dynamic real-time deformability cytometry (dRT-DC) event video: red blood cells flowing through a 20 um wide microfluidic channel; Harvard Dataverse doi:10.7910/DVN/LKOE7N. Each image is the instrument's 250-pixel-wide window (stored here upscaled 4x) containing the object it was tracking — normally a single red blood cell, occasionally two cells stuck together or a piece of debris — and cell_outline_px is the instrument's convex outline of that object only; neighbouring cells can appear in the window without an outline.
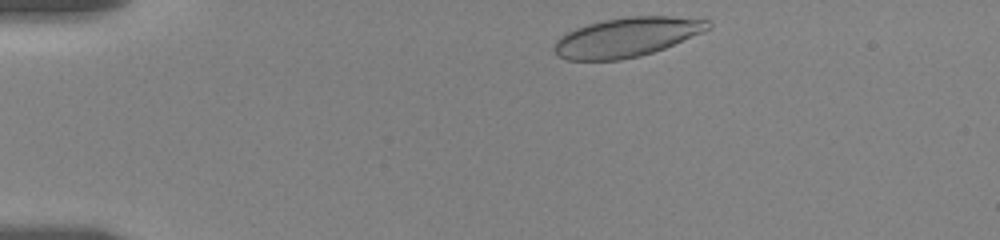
{"species": "human", "species_latin": "Homo sapiens", "temperature_condition": "room temperature", "stored_images_in_passage": 44, "camera_frame_rate_fps": 3000, "um_per_image_px": 0.085, "donor": {"sex": "female"}, "frame": {"image": 1, "passage_image": 2, "time_ms": 0.333, "image_size_px": [1000, 240], "cell_outline_px": [[712, 28], [704, 32], [664, 48], [640, 56], [620, 60], [564, 60], [556, 56], [552, 48], [556, 40], [560, 36], [576, 28], [588, 24], [604, 20], [628, 16], [668, 16], [708, 20], [712, 24]], "centroid_in_image_um": [53.25, 3.17], "position_along_channel_um": 31.8, "area_um2": 35.37}}
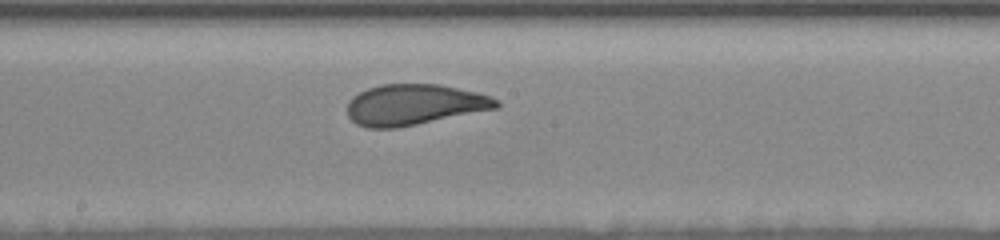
{"frame": {"image": 2, "passage_image": 23, "time_ms": 7.333, "image_size_px": [1000, 240], "cell_outline_px": [[500, 108], [396, 128], [368, 128], [356, 124], [348, 116], [348, 100], [352, 96], [368, 88], [380, 84], [440, 84], [476, 92], [492, 96], [500, 100]], "centroid_in_image_um": [35.24, 8.89], "position_along_channel_um": 213.0, "area_um2": 35.66}}
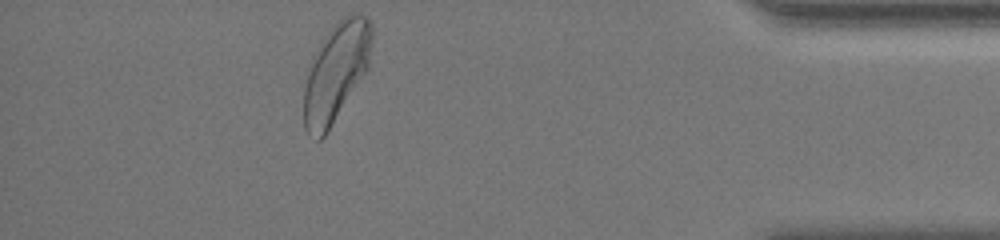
{"frame": {"image": 3, "passage_image": 43, "time_ms": 14.0, "image_size_px": [1000, 240], "cell_outline_px": [[372, 40], [368, 68], [324, 136], [320, 140], [316, 140], [304, 128], [304, 88], [312, 56], [324, 36], [344, 16], [356, 12], [360, 12], [368, 16], [372, 24]], "centroid_in_image_um": [28.57, 6.09], "position_along_channel_um": 406.6, "area_um2": 38.78}, "authors_computed_cell_mechanics": {"area_um2": 35.9516, "velocity_mm_per_s": 3.4922, "shape_relaxation_time_tau1_ms": 4.348, "shape_relaxation_time_tau2_ms": null, "deformation_change_tau1": 0.1479, "deformation_change_tau2": null}}